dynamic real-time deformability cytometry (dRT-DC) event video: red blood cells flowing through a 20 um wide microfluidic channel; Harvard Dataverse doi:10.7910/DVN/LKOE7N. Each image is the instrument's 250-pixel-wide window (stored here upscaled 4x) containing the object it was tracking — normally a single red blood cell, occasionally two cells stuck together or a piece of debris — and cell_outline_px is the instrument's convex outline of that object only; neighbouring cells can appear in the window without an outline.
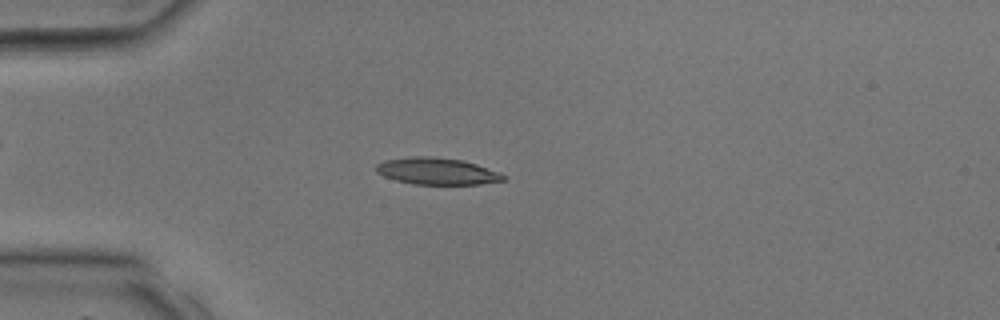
{"species": "common noctule bat (a hibernating species)", "species_latin": "Nyctalus noctula", "temperature_condition": "room temperature", "stored_images_in_passage": 39, "camera_frame_rate_fps": 3000, "um_per_image_px": 0.085, "animal": {"sex": "male", "body_mass_g": 17.9, "forearm_length_mm": 54.2}, "frame": {"image": 1, "passage_image": 11, "time_ms": 3.333, "image_size_px": [1000, 320], "cell_outline_px": [[508, 176], [504, 180], [480, 184], [412, 184], [396, 180], [384, 176], [376, 172], [376, 164], [384, 160], [412, 156], [432, 156], [460, 160], [476, 164], [500, 172]], "centroid_in_image_um": [37.14, 14.55], "position_along_channel_um": 47.9, "area_um2": 19.88}}
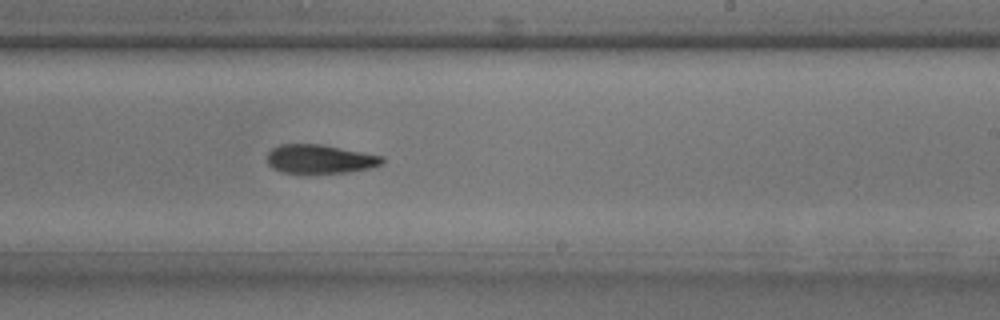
{"frame": {"image": 2, "passage_image": 24, "time_ms": 7.667, "image_size_px": [1000, 320], "cell_outline_px": [[384, 164], [368, 168], [348, 172], [280, 172], [272, 168], [268, 164], [268, 152], [272, 148], [280, 144], [324, 144], [384, 156]], "centroid_in_image_um": [27.21, 13.5], "position_along_channel_um": 261.8, "area_um2": 19.31}}
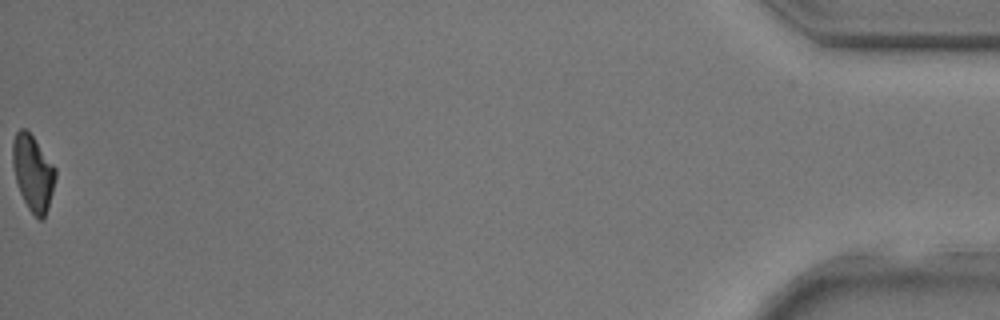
{"frame": {"image": 3, "passage_image": 39, "time_ms": 12.667, "image_size_px": [1000, 320], "cell_outline_px": [[56, 176], [48, 208], [44, 220], [40, 220], [28, 208], [20, 192], [16, 180], [12, 164], [12, 140], [16, 132], [20, 128], [24, 128], [32, 136], [56, 168]], "centroid_in_image_um": [2.79, 14.69], "position_along_channel_um": 432.4, "area_um2": 18.73}}